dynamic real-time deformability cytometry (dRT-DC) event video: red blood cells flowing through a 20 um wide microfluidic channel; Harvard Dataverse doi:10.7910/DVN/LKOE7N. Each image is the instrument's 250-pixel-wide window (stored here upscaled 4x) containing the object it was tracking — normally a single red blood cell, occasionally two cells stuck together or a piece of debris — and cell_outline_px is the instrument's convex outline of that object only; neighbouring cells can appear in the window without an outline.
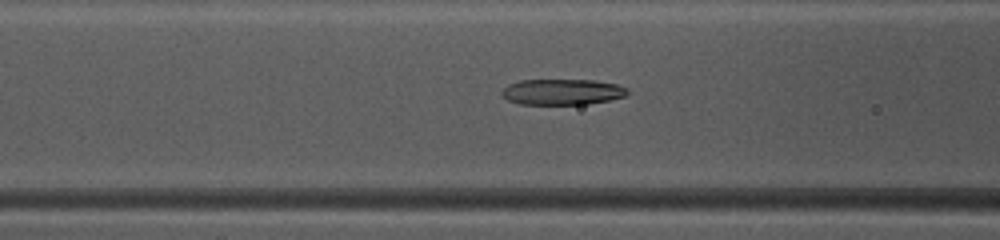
{"species": "common noctule bat (a hibernating species)", "species_latin": "Nyctalus noctula", "temperature_condition": "warm", "stored_images_in_passage": 49, "camera_frame_rate_fps": 3000, "um_per_image_px": 0.085, "animal": {"sex": "female", "body_mass_g": 10.0, "forearm_length_mm": 53.1}, "frame": {"image": 1, "passage_image": 20, "time_ms": 6.333, "image_size_px": [1000, 240], "cell_outline_px": [[628, 92], [624, 96], [608, 100], [588, 104], [520, 104], [508, 100], [500, 92], [508, 84], [520, 80], [592, 80], [616, 84], [628, 88]], "centroid_in_image_um": [47.77, 7.81], "position_along_channel_um": 118.8, "area_um2": 18.79}}
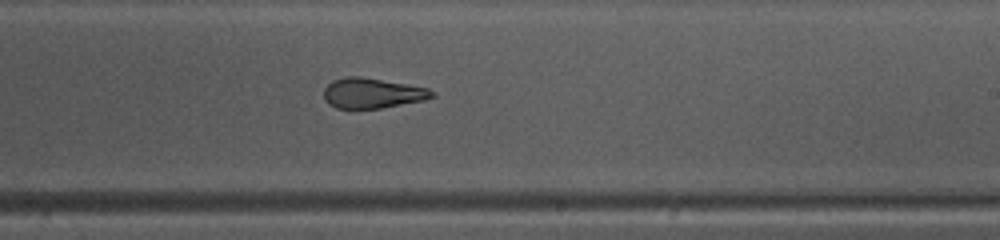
{"frame": {"image": 2, "passage_image": 30, "time_ms": 9.667, "image_size_px": [1000, 240], "cell_outline_px": [[436, 96], [424, 100], [380, 108], [336, 108], [328, 104], [324, 100], [324, 88], [332, 80], [344, 76], [360, 76], [428, 88], [436, 92]], "centroid_in_image_um": [31.63, 7.91], "position_along_channel_um": 257.4, "area_um2": 19.07}}
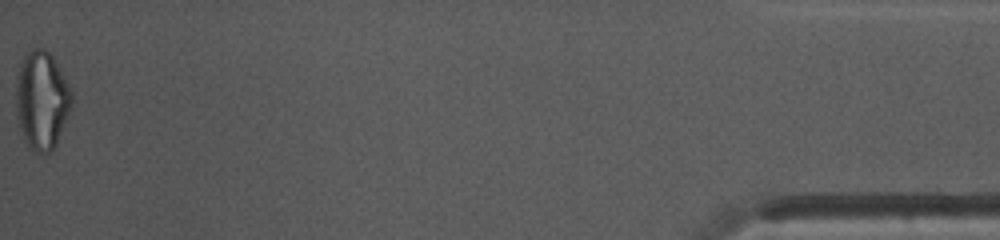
{"frame": {"image": 3, "passage_image": 49, "time_ms": 16.0, "image_size_px": [1000, 240], "cell_outline_px": [[72, 104], [56, 144], [44, 156], [28, 148], [24, 140], [20, 128], [16, 112], [16, 76], [20, 60], [32, 48], [44, 48], [52, 56], [68, 84], [72, 92]], "centroid_in_image_um": [3.52, 8.52], "position_along_channel_um": 431.7, "area_um2": 31.96}, "authors_computed_cell_mechanics": {"area_um2": 21.7328, "velocity_mm_per_s": 4.1436, "shape_relaxation_time_tau1_ms": null, "shape_relaxation_time_tau2_ms": 1.7283, "deformation_change_tau1": null, "deformation_change_tau2": 0.1039}}